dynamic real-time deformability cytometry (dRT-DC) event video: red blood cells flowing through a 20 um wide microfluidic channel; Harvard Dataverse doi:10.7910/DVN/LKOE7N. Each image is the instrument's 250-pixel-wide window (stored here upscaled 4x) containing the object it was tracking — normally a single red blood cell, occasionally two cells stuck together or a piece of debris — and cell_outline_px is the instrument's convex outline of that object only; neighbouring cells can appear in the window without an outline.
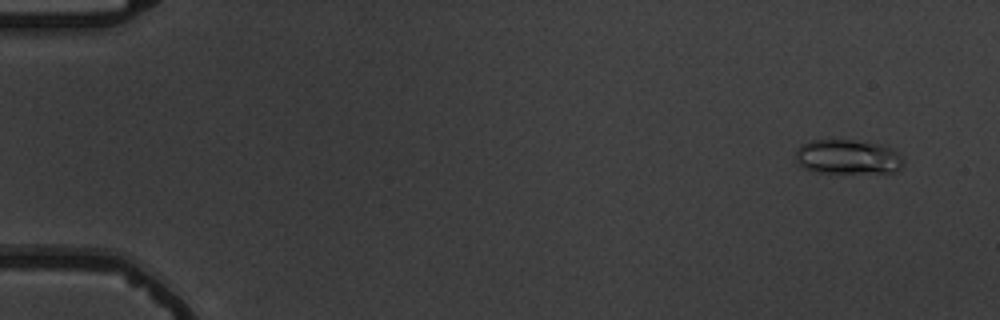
{"species": "common noctule bat (a hibernating species)", "species_latin": "Nyctalus noctula", "temperature_condition": "warm", "stored_images_in_passage": 6, "camera_frame_rate_fps": 3000, "um_per_image_px": 0.085, "animal": {"sex": "male", "body_mass_g": 19.5, "forearm_length_mm": 54.6}, "frame": {"image": 1, "passage_image": 2, "time_ms": 1.0, "image_size_px": [1000, 320], "cell_outline_px": [[904, 164], [896, 172], [816, 172], [804, 168], [796, 164], [796, 148], [800, 144], [812, 140], [852, 140], [880, 144], [896, 152], [904, 160]], "centroid_in_image_um": [72.01, 13.33], "position_along_channel_um": 13.0, "area_um2": 21.62}}